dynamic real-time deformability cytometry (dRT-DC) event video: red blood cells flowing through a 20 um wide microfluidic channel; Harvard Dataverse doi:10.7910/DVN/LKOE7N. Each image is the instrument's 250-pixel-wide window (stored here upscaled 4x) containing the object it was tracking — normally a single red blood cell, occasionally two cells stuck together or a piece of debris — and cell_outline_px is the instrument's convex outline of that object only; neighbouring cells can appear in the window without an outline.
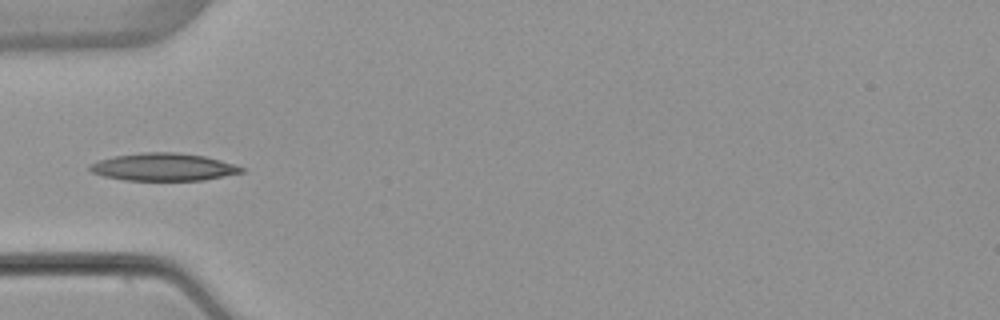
{"species": "common noctule bat (a hibernating species)", "species_latin": "Nyctalus noctula", "temperature_condition": "warm", "stored_images_in_passage": 3, "camera_frame_rate_fps": 3000, "um_per_image_px": 0.085, "animal": {"sex": "female", "body_mass_g": 22.7, "forearm_length_mm": 54.2}, "frame": {"image": 1, "passage_image": 3, "time_ms": 2.333, "image_size_px": [1000, 320], "cell_outline_px": [[244, 172], [204, 180], [124, 180], [104, 176], [92, 172], [88, 168], [88, 164], [112, 156], [140, 152], [176, 152], [204, 156], [220, 160], [244, 168]], "centroid_in_image_um": [13.86, 14.19], "position_along_channel_um": 71.1, "area_um2": 24.33}}